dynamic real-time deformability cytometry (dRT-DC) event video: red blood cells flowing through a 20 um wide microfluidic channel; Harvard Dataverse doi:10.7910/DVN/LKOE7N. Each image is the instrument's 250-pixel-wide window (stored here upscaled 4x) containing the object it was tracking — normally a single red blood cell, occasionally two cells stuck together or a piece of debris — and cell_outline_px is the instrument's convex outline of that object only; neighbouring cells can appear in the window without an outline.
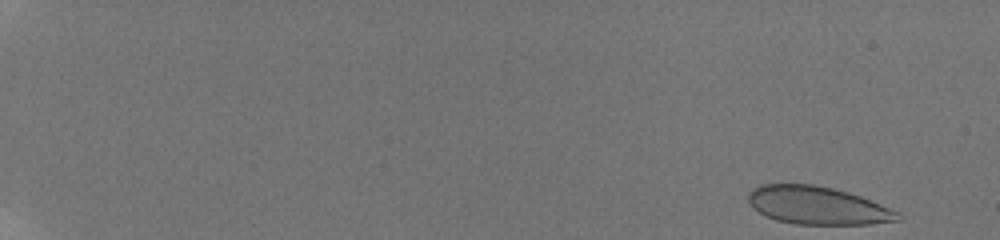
{"species": "human", "species_latin": "Homo sapiens", "temperature_condition": "room temperature", "stored_images_in_passage": 65, "camera_frame_rate_fps": 3000, "um_per_image_px": 0.085, "donor": {"sex": "male"}, "frame": {"image": 1, "passage_image": 1, "time_ms": 0.0, "image_size_px": [1000, 240], "cell_outline_px": [[904, 220], [868, 224], [796, 224], [776, 220], [752, 208], [748, 200], [748, 192], [752, 188], [760, 184], [812, 184], [832, 188], [848, 192], [860, 196], [900, 212], [904, 216]], "centroid_in_image_um": [69.51, 17.46], "position_along_channel_um": 15.5, "area_um2": 33.18}}
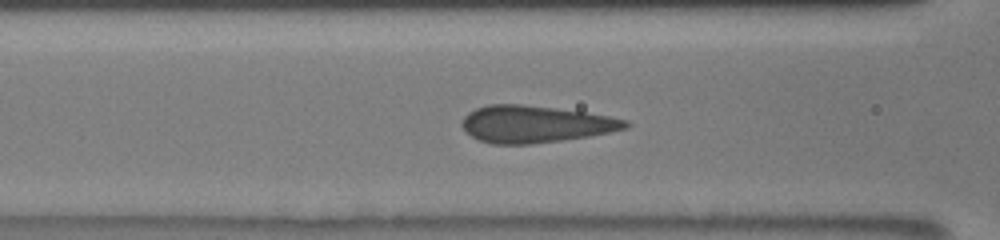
{"frame": {"image": 2, "passage_image": 33, "time_ms": 8.0, "image_size_px": [1000, 240], "cell_outline_px": [[632, 124], [628, 128], [588, 136], [532, 144], [492, 144], [480, 140], [472, 136], [460, 124], [464, 116], [468, 112], [476, 108], [488, 104], [520, 104], [556, 108], [584, 112], [608, 116], [628, 120]], "centroid_in_image_um": [45.49, 10.54], "position_along_channel_um": 121.1, "area_um2": 35.08}}
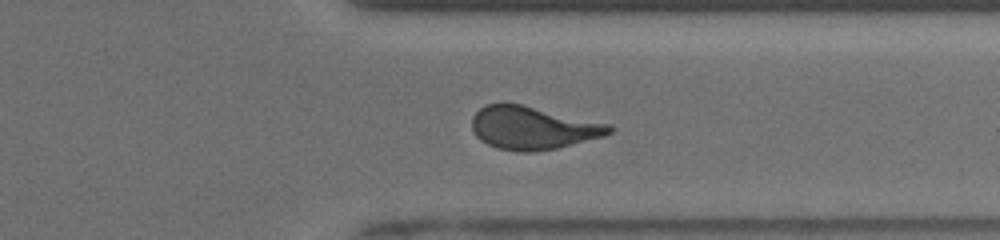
{"frame": {"image": 3, "passage_image": 54, "time_ms": 14.333, "image_size_px": [1000, 240], "cell_outline_px": [[616, 128], [612, 132], [604, 136], [556, 148], [532, 152], [520, 152], [496, 148], [480, 140], [476, 136], [472, 128], [472, 116], [480, 108], [488, 104], [504, 100], [608, 124]], "centroid_in_image_um": [45.24, 10.85], "position_along_channel_um": 366.2, "area_um2": 34.56}}